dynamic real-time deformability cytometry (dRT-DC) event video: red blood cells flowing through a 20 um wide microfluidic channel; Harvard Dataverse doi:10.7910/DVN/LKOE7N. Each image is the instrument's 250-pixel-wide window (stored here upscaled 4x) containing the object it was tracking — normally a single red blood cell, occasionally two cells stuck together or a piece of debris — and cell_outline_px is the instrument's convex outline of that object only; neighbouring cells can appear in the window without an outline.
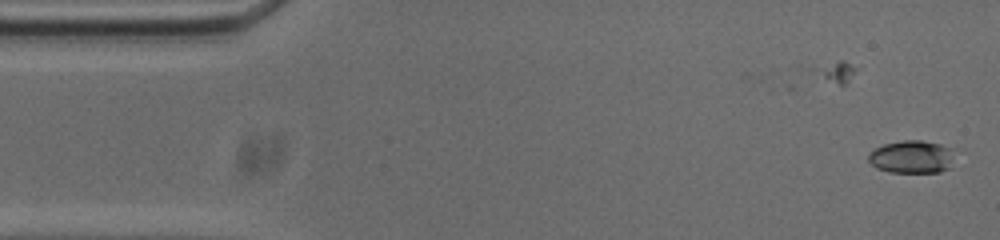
{"species": "common noctule bat (a hibernating species)", "species_latin": "Nyctalus noctula", "temperature_condition": "cold", "stored_images_in_passage": 42, "camera_frame_rate_fps": 3000, "um_per_image_px": 0.085, "animal": {"sex": "male", "body_mass_g": 20.0, "forearm_length_mm": 53.3}, "frame": {"image": 1, "passage_image": 1, "time_ms": 0.0, "image_size_px": [1000, 240], "cell_outline_px": [[952, 148], [948, 168], [940, 172], [888, 172], [876, 168], [868, 160], [868, 152], [884, 144], [904, 140], [920, 140], [940, 144]], "centroid_in_image_um": [77.43, 13.33], "position_along_channel_um": 7.6, "area_um2": 16.24}}
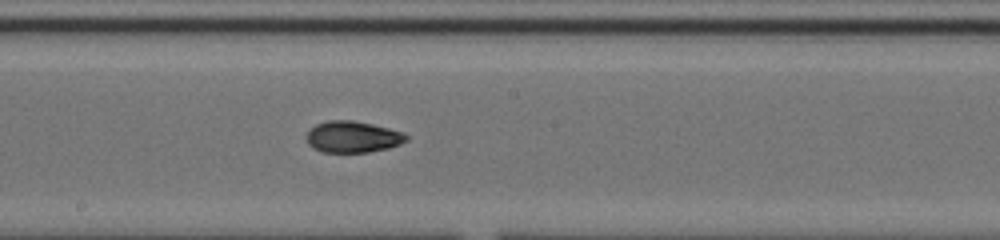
{"frame": {"image": 2, "passage_image": 27, "time_ms": 8.667, "image_size_px": [1000, 240], "cell_outline_px": [[408, 140], [400, 144], [388, 148], [368, 152], [324, 152], [312, 148], [308, 144], [304, 136], [316, 124], [328, 120], [352, 120], [372, 124], [404, 132], [408, 136]], "centroid_in_image_um": [29.97, 11.63], "position_along_channel_um": 218.2, "area_um2": 18.38}}
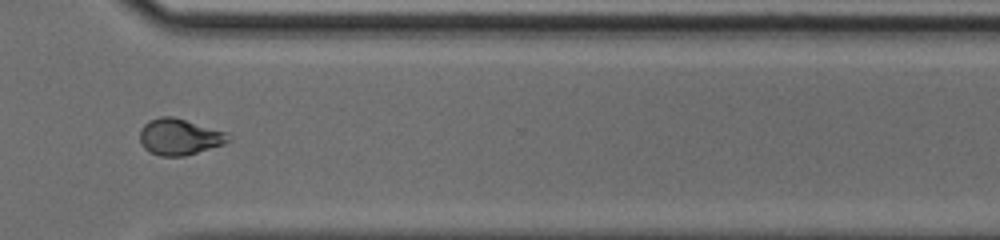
{"frame": {"image": 3, "passage_image": 38, "time_ms": 12.333, "image_size_px": [1000, 240], "cell_outline_px": [[232, 140], [224, 144], [184, 156], [160, 156], [148, 152], [140, 144], [140, 128], [148, 120], [160, 116], [172, 116], [228, 132], [232, 136]], "centroid_in_image_um": [15.26, 11.63], "position_along_channel_um": 355.3, "area_um2": 19.02}, "authors_computed_cell_mechanics": {"area_um2": 17.8313, "velocity_mm_per_s": 3.7367, "shape_relaxation_time_tau1_ms": null, "shape_relaxation_time_tau2_ms": 4.1359, "deformation_change_tau1": null, "deformation_change_tau2": 0.0955}}